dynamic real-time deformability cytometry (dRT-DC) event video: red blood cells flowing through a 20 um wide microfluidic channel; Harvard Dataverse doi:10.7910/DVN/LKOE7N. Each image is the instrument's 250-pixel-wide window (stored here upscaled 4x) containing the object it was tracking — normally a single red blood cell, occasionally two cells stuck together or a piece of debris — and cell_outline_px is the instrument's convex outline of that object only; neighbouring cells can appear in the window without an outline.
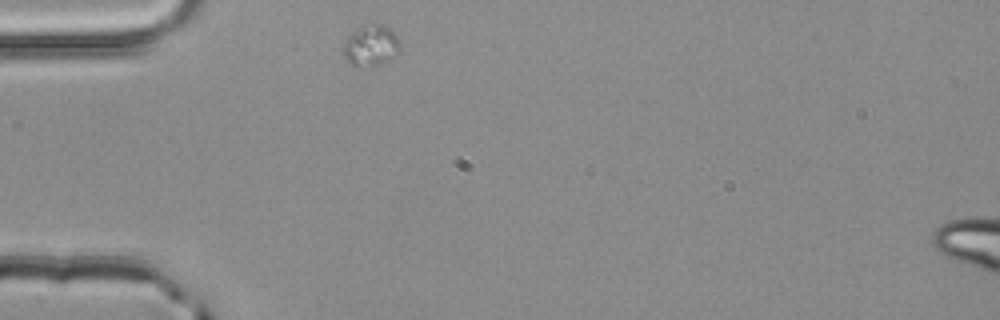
{"species": "common noctule bat (a hibernating species)", "species_latin": "Nyctalus noctula", "temperature_condition": "room temperature", "stored_images_in_passage": 5, "camera_frame_rate_fps": 3000, "um_per_image_px": 0.085, "animal": {"sex": "male", "body_mass_g": 20.4}, "frame": {"image": 1, "passage_image": 1, "time_ms": 0.0, "image_size_px": [1000, 320], "cell_outline_px": [[400, 52], [392, 60], [380, 64], [360, 68], [356, 68], [348, 64], [344, 60], [344, 44], [348, 36], [352, 32], [364, 24], [380, 24], [388, 28], [396, 36], [400, 44]], "centroid_in_image_um": [31.52, 3.93], "position_along_channel_um": 53.5, "area_um2": 13.87}}